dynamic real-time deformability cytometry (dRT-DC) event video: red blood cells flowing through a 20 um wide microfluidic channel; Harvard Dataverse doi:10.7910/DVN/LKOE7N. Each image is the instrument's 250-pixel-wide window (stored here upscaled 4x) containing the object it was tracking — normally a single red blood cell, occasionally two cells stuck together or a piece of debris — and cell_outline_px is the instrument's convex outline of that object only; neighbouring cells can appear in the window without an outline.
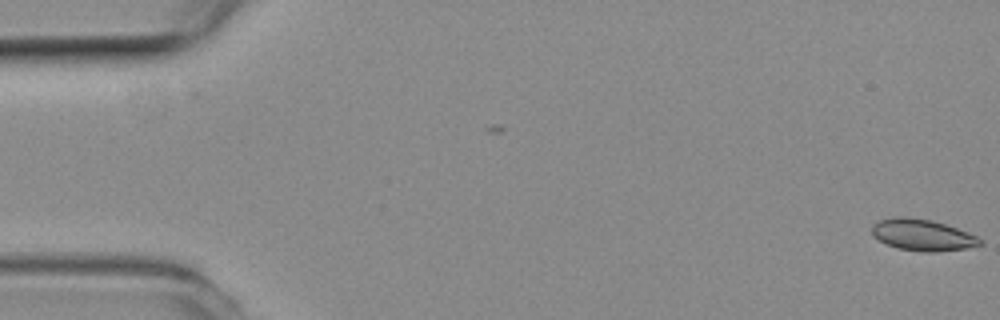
{"species": "common noctule bat (a hibernating species)", "species_latin": "Nyctalus noctula", "temperature_condition": "room temperature", "stored_images_in_passage": 55, "camera_frame_rate_fps": 3000, "um_per_image_px": 0.085, "animal": {"sex": "female", "body_mass_g": 19.3, "forearm_length_mm": 54.1}, "frame": {"image": 1, "passage_image": 1, "time_ms": 0.0, "image_size_px": [1000, 320], "cell_outline_px": [[984, 244], [964, 248], [936, 252], [924, 252], [896, 248], [872, 236], [872, 224], [880, 220], [892, 216], [908, 216], [932, 220], [968, 232], [984, 240]], "centroid_in_image_um": [78.4, 19.96], "position_along_channel_um": 6.6, "area_um2": 19.94}}
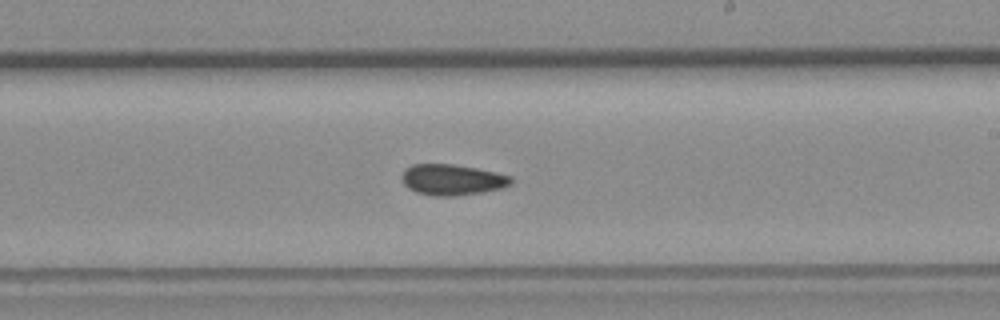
{"frame": {"image": 2, "passage_image": 32, "time_ms": 10.333, "image_size_px": [1000, 320], "cell_outline_px": [[512, 184], [504, 188], [456, 196], [432, 196], [416, 192], [408, 188], [400, 180], [400, 176], [404, 168], [412, 164], [452, 164], [476, 168], [496, 172], [512, 176]], "centroid_in_image_um": [38.4, 15.27], "position_along_channel_um": 250.6, "area_um2": 19.94}}
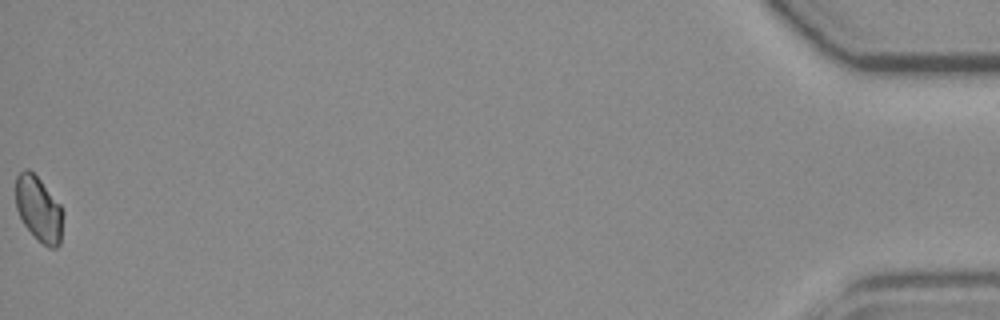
{"frame": {"image": 3, "passage_image": 55, "time_ms": 18.0, "image_size_px": [1000, 320], "cell_outline_px": [[64, 212], [60, 244], [56, 248], [48, 248], [24, 224], [16, 208], [16, 176], [24, 168], [28, 168], [40, 180], [60, 204]], "centroid_in_image_um": [3.31, 17.75], "position_along_channel_um": 431.9, "area_um2": 17.8}, "authors_computed_cell_mechanics": {"area_um2": 19.4208, "velocity_mm_per_s": 3.7702, "shape_relaxation_time_tau1_ms": null, "shape_relaxation_time_tau2_ms": 7.3809, "deformation_change_tau1": null, "deformation_change_tau2": 0.0752}}